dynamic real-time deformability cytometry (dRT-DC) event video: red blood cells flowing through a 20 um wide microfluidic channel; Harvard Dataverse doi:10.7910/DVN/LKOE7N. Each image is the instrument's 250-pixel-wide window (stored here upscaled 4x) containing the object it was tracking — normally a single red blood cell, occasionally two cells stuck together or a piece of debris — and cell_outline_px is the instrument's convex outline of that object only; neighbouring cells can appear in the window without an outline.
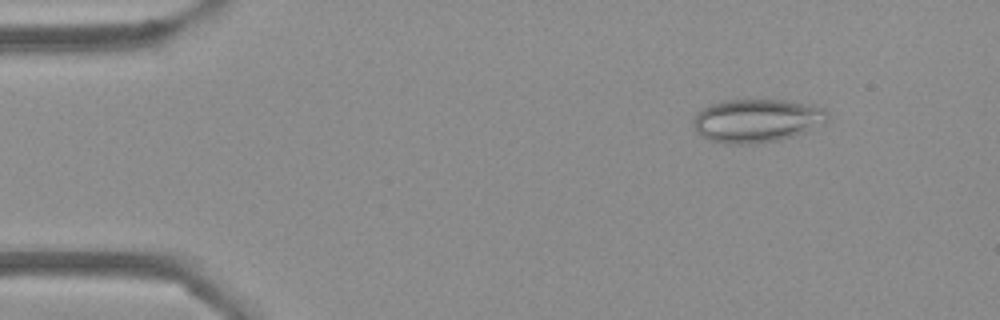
{"species": "Egyptian fruit bat (a non-hibernating species)", "species_latin": "Rousettus aegyptiacus", "temperature_condition": "cold", "stored_images_in_passage": 53, "camera_frame_rate_fps": 3000, "um_per_image_px": 0.085, "frame": {"image": 1, "passage_image": 6, "time_ms": 1.667, "image_size_px": [1000, 320], "cell_outline_px": [[832, 116], [828, 120], [804, 132], [792, 136], [776, 140], [748, 144], [732, 144], [712, 140], [700, 136], [696, 132], [692, 124], [692, 120], [696, 112], [712, 104], [724, 100], [788, 100], [816, 104], [824, 108]], "centroid_in_image_um": [64.34, 10.23], "position_along_channel_um": 20.7, "area_um2": 34.1}}
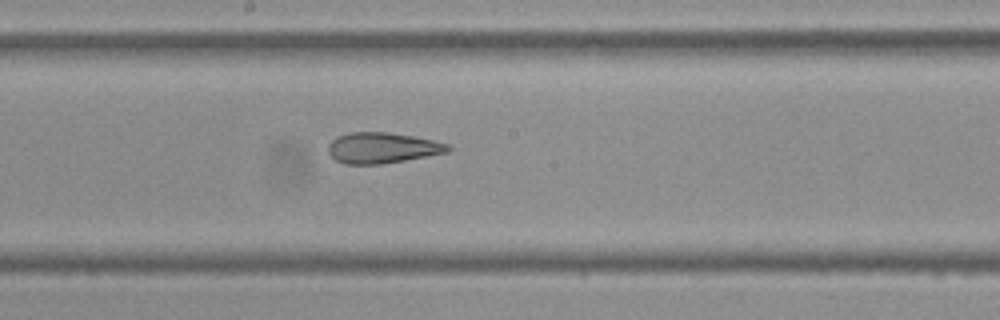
{"frame": {"image": 2, "passage_image": 28, "time_ms": 9.0, "image_size_px": [1000, 320], "cell_outline_px": [[452, 148], [448, 152], [404, 160], [380, 164], [344, 164], [336, 160], [328, 152], [328, 144], [332, 140], [348, 132], [388, 132], [412, 136], [432, 140], [448, 144]], "centroid_in_image_um": [32.48, 12.57], "position_along_channel_um": 215.7, "area_um2": 21.27}}
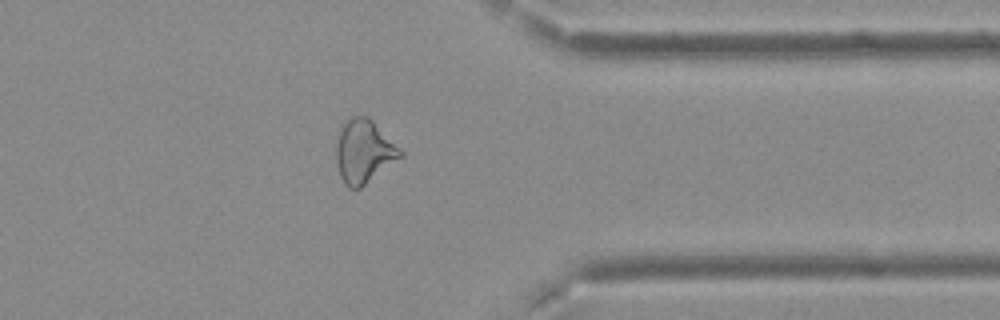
{"frame": {"image": 3, "passage_image": 42, "time_ms": 13.667, "image_size_px": [1000, 320], "cell_outline_px": [[404, 156], [360, 188], [348, 188], [344, 184], [340, 176], [336, 160], [336, 144], [344, 120], [352, 116], [368, 116], [404, 152]], "centroid_in_image_um": [30.94, 12.88], "position_along_channel_um": 380.5, "area_um2": 23.7}, "authors_computed_cell_mechanics": {"area_um2": 24.3916, "velocity_mm_per_s": 3.7314, "shape_relaxation_time_tau1_ms": null, "shape_relaxation_time_tau2_ms": 2.3296, "deformation_change_tau1": null, "deformation_change_tau2": 0.1113}}